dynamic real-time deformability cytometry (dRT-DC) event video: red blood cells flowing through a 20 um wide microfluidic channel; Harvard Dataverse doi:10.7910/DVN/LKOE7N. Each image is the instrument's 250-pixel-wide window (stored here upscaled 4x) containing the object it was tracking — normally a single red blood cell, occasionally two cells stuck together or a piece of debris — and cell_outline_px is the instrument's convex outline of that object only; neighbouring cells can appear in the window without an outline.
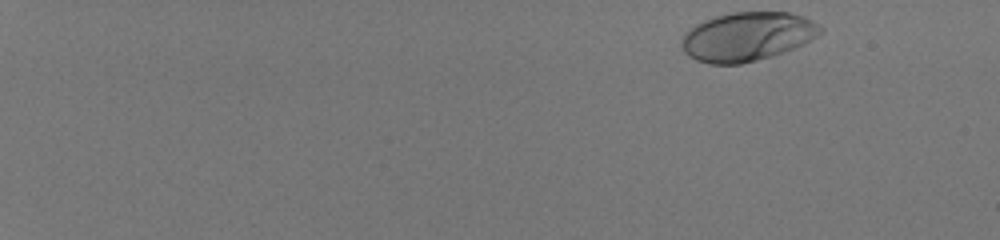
{"species": "human", "species_latin": "Homo sapiens", "temperature_condition": "room temperature", "stored_images_in_passage": 50, "camera_frame_rate_fps": 3000, "um_per_image_px": 0.085, "donor": {"sex": "male"}, "frame": {"image": 1, "passage_image": 1, "time_ms": 0.0, "image_size_px": [1000, 240], "cell_outline_px": [[824, 28], [816, 36], [804, 44], [772, 56], [740, 64], [708, 64], [696, 60], [688, 56], [684, 52], [680, 44], [684, 32], [688, 28], [704, 20], [716, 16], [732, 12], [788, 12], [804, 16], [812, 20]], "centroid_in_image_um": [63.49, 3.11], "position_along_channel_um": 21.5, "area_um2": 39.71}}
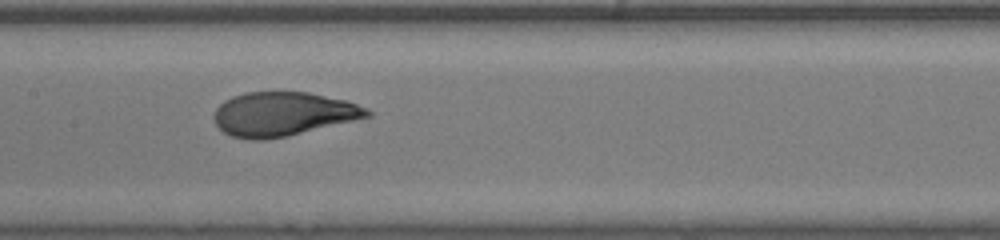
{"frame": {"image": 2, "passage_image": 28, "time_ms": 9.0, "image_size_px": [1000, 240], "cell_outline_px": [[372, 116], [288, 136], [264, 140], [248, 140], [232, 136], [224, 132], [216, 124], [212, 116], [216, 108], [224, 100], [232, 96], [244, 92], [308, 92], [344, 100], [368, 108], [372, 112]], "centroid_in_image_um": [24.03, 9.69], "position_along_channel_um": 183.4, "area_um2": 39.36}}
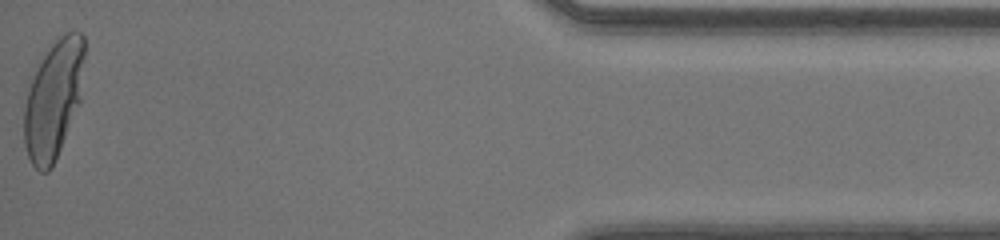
{"frame": {"image": 3, "passage_image": 50, "time_ms": 16.333, "image_size_px": [1000, 240], "cell_outline_px": [[84, 56], [80, 104], [52, 168], [48, 172], [40, 172], [32, 164], [28, 156], [24, 144], [24, 108], [28, 92], [32, 80], [44, 56], [52, 44], [64, 32], [80, 32], [84, 36]], "centroid_in_image_um": [4.56, 8.49], "position_along_channel_um": 430.6, "area_um2": 41.21}, "authors_computed_cell_mechanics": {"area_um2": 38.9861, "velocity_mm_per_s": 4.1096, "shape_relaxation_time_tau1_ms": 4.7099, "shape_relaxation_time_tau2_ms": null, "deformation_change_tau1": 0.2383, "deformation_change_tau2": null}}